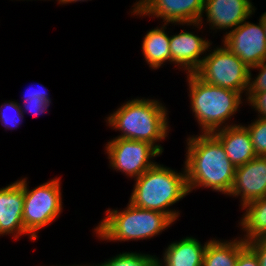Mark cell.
I'll return each mask as SVG.
<instances>
[{"label": "cell", "instance_id": "cell-3", "mask_svg": "<svg viewBox=\"0 0 266 266\" xmlns=\"http://www.w3.org/2000/svg\"><path fill=\"white\" fill-rule=\"evenodd\" d=\"M135 185L129 202L136 207L160 211L174 222L180 213L169 207L189 194L185 166L181 173L156 163L141 176L134 179Z\"/></svg>", "mask_w": 266, "mask_h": 266}, {"label": "cell", "instance_id": "cell-12", "mask_svg": "<svg viewBox=\"0 0 266 266\" xmlns=\"http://www.w3.org/2000/svg\"><path fill=\"white\" fill-rule=\"evenodd\" d=\"M255 10L250 0H205L203 13L210 29L232 31L249 19Z\"/></svg>", "mask_w": 266, "mask_h": 266}, {"label": "cell", "instance_id": "cell-22", "mask_svg": "<svg viewBox=\"0 0 266 266\" xmlns=\"http://www.w3.org/2000/svg\"><path fill=\"white\" fill-rule=\"evenodd\" d=\"M243 126L249 131L256 155L266 156V118L257 117L248 126Z\"/></svg>", "mask_w": 266, "mask_h": 266}, {"label": "cell", "instance_id": "cell-17", "mask_svg": "<svg viewBox=\"0 0 266 266\" xmlns=\"http://www.w3.org/2000/svg\"><path fill=\"white\" fill-rule=\"evenodd\" d=\"M168 24L160 28L151 29L145 35L142 42V53L146 63L151 69H158L165 62L171 63L170 36L166 30Z\"/></svg>", "mask_w": 266, "mask_h": 266}, {"label": "cell", "instance_id": "cell-10", "mask_svg": "<svg viewBox=\"0 0 266 266\" xmlns=\"http://www.w3.org/2000/svg\"><path fill=\"white\" fill-rule=\"evenodd\" d=\"M222 43L248 68L266 60V33L261 19L258 24L245 20L234 30L226 31Z\"/></svg>", "mask_w": 266, "mask_h": 266}, {"label": "cell", "instance_id": "cell-24", "mask_svg": "<svg viewBox=\"0 0 266 266\" xmlns=\"http://www.w3.org/2000/svg\"><path fill=\"white\" fill-rule=\"evenodd\" d=\"M259 70L258 75L252 78L251 70ZM261 91H266V60L261 64L249 68L248 89L246 94V100L253 94Z\"/></svg>", "mask_w": 266, "mask_h": 266}, {"label": "cell", "instance_id": "cell-2", "mask_svg": "<svg viewBox=\"0 0 266 266\" xmlns=\"http://www.w3.org/2000/svg\"><path fill=\"white\" fill-rule=\"evenodd\" d=\"M167 109L159 100L136 98L123 103L106 122L113 130L121 131L115 138L146 141L162 153L157 142L168 137L170 131Z\"/></svg>", "mask_w": 266, "mask_h": 266}, {"label": "cell", "instance_id": "cell-18", "mask_svg": "<svg viewBox=\"0 0 266 266\" xmlns=\"http://www.w3.org/2000/svg\"><path fill=\"white\" fill-rule=\"evenodd\" d=\"M247 246L240 237L227 241L209 240L203 256L202 266H236L239 253Z\"/></svg>", "mask_w": 266, "mask_h": 266}, {"label": "cell", "instance_id": "cell-6", "mask_svg": "<svg viewBox=\"0 0 266 266\" xmlns=\"http://www.w3.org/2000/svg\"><path fill=\"white\" fill-rule=\"evenodd\" d=\"M60 178L50 179L29 190L26 177L23 178V226L31 241L37 239L38 231L55 221L62 212Z\"/></svg>", "mask_w": 266, "mask_h": 266}, {"label": "cell", "instance_id": "cell-5", "mask_svg": "<svg viewBox=\"0 0 266 266\" xmlns=\"http://www.w3.org/2000/svg\"><path fill=\"white\" fill-rule=\"evenodd\" d=\"M106 217L94 228L98 239L108 241H138L150 239L167 230L174 222L168 215L142 209L130 202L122 211L108 209Z\"/></svg>", "mask_w": 266, "mask_h": 266}, {"label": "cell", "instance_id": "cell-11", "mask_svg": "<svg viewBox=\"0 0 266 266\" xmlns=\"http://www.w3.org/2000/svg\"><path fill=\"white\" fill-rule=\"evenodd\" d=\"M229 196L239 197L241 206L266 196V156H256L235 168Z\"/></svg>", "mask_w": 266, "mask_h": 266}, {"label": "cell", "instance_id": "cell-30", "mask_svg": "<svg viewBox=\"0 0 266 266\" xmlns=\"http://www.w3.org/2000/svg\"><path fill=\"white\" fill-rule=\"evenodd\" d=\"M260 19L262 20L264 31L266 33V12H264L261 16Z\"/></svg>", "mask_w": 266, "mask_h": 266}, {"label": "cell", "instance_id": "cell-20", "mask_svg": "<svg viewBox=\"0 0 266 266\" xmlns=\"http://www.w3.org/2000/svg\"><path fill=\"white\" fill-rule=\"evenodd\" d=\"M39 89V88H38ZM27 89L23 96V105L21 106L22 113L30 111L34 116L41 115L46 112L51 103L46 88L40 84V89ZM25 109H24V108Z\"/></svg>", "mask_w": 266, "mask_h": 266}, {"label": "cell", "instance_id": "cell-29", "mask_svg": "<svg viewBox=\"0 0 266 266\" xmlns=\"http://www.w3.org/2000/svg\"><path fill=\"white\" fill-rule=\"evenodd\" d=\"M150 266H165L159 258H156L151 264Z\"/></svg>", "mask_w": 266, "mask_h": 266}, {"label": "cell", "instance_id": "cell-25", "mask_svg": "<svg viewBox=\"0 0 266 266\" xmlns=\"http://www.w3.org/2000/svg\"><path fill=\"white\" fill-rule=\"evenodd\" d=\"M247 103L257 111L258 117L266 118V91L253 93L248 99Z\"/></svg>", "mask_w": 266, "mask_h": 266}, {"label": "cell", "instance_id": "cell-21", "mask_svg": "<svg viewBox=\"0 0 266 266\" xmlns=\"http://www.w3.org/2000/svg\"><path fill=\"white\" fill-rule=\"evenodd\" d=\"M156 258V255L122 252L95 266H150Z\"/></svg>", "mask_w": 266, "mask_h": 266}, {"label": "cell", "instance_id": "cell-14", "mask_svg": "<svg viewBox=\"0 0 266 266\" xmlns=\"http://www.w3.org/2000/svg\"><path fill=\"white\" fill-rule=\"evenodd\" d=\"M194 32L181 31L170 36L171 63L181 67L187 74L194 73L201 65L207 49L212 42L193 34Z\"/></svg>", "mask_w": 266, "mask_h": 266}, {"label": "cell", "instance_id": "cell-13", "mask_svg": "<svg viewBox=\"0 0 266 266\" xmlns=\"http://www.w3.org/2000/svg\"><path fill=\"white\" fill-rule=\"evenodd\" d=\"M23 178L0 188V236L29 235L23 226Z\"/></svg>", "mask_w": 266, "mask_h": 266}, {"label": "cell", "instance_id": "cell-1", "mask_svg": "<svg viewBox=\"0 0 266 266\" xmlns=\"http://www.w3.org/2000/svg\"><path fill=\"white\" fill-rule=\"evenodd\" d=\"M186 169L189 193L204 187L229 195L236 166L229 160L221 142L212 133L187 138Z\"/></svg>", "mask_w": 266, "mask_h": 266}, {"label": "cell", "instance_id": "cell-26", "mask_svg": "<svg viewBox=\"0 0 266 266\" xmlns=\"http://www.w3.org/2000/svg\"><path fill=\"white\" fill-rule=\"evenodd\" d=\"M246 243L257 255L260 266H266V237L249 240Z\"/></svg>", "mask_w": 266, "mask_h": 266}, {"label": "cell", "instance_id": "cell-16", "mask_svg": "<svg viewBox=\"0 0 266 266\" xmlns=\"http://www.w3.org/2000/svg\"><path fill=\"white\" fill-rule=\"evenodd\" d=\"M208 242L203 245L198 239L187 236L180 241L170 243L160 261L165 266H202Z\"/></svg>", "mask_w": 266, "mask_h": 266}, {"label": "cell", "instance_id": "cell-19", "mask_svg": "<svg viewBox=\"0 0 266 266\" xmlns=\"http://www.w3.org/2000/svg\"><path fill=\"white\" fill-rule=\"evenodd\" d=\"M241 209L246 211L239 222L246 233L242 239L247 242L266 237V196L246 203Z\"/></svg>", "mask_w": 266, "mask_h": 266}, {"label": "cell", "instance_id": "cell-9", "mask_svg": "<svg viewBox=\"0 0 266 266\" xmlns=\"http://www.w3.org/2000/svg\"><path fill=\"white\" fill-rule=\"evenodd\" d=\"M204 2L205 0H139L130 12L139 17H160L165 24H187L201 29Z\"/></svg>", "mask_w": 266, "mask_h": 266}, {"label": "cell", "instance_id": "cell-7", "mask_svg": "<svg viewBox=\"0 0 266 266\" xmlns=\"http://www.w3.org/2000/svg\"><path fill=\"white\" fill-rule=\"evenodd\" d=\"M207 51L210 53H205L201 65L194 74L207 84L235 90L241 95L246 93L249 79L247 65L224 43L223 46Z\"/></svg>", "mask_w": 266, "mask_h": 266}, {"label": "cell", "instance_id": "cell-4", "mask_svg": "<svg viewBox=\"0 0 266 266\" xmlns=\"http://www.w3.org/2000/svg\"><path fill=\"white\" fill-rule=\"evenodd\" d=\"M190 106L201 133H213L230 124L228 119L239 110L242 95L235 91L205 83L194 73L187 74ZM228 122V123H226Z\"/></svg>", "mask_w": 266, "mask_h": 266}, {"label": "cell", "instance_id": "cell-23", "mask_svg": "<svg viewBox=\"0 0 266 266\" xmlns=\"http://www.w3.org/2000/svg\"><path fill=\"white\" fill-rule=\"evenodd\" d=\"M14 111V115L10 116L7 113V111ZM6 112V113H5ZM24 118V114L22 113L20 103L14 102V101H8L4 102V104H1L0 106V122L2 126L6 129H13L17 128L21 121Z\"/></svg>", "mask_w": 266, "mask_h": 266}, {"label": "cell", "instance_id": "cell-31", "mask_svg": "<svg viewBox=\"0 0 266 266\" xmlns=\"http://www.w3.org/2000/svg\"><path fill=\"white\" fill-rule=\"evenodd\" d=\"M68 266H69V265H68ZM72 266H75V265H72ZM76 266H95V265H91V264H90V265H87V264H86V265H76Z\"/></svg>", "mask_w": 266, "mask_h": 266}, {"label": "cell", "instance_id": "cell-8", "mask_svg": "<svg viewBox=\"0 0 266 266\" xmlns=\"http://www.w3.org/2000/svg\"><path fill=\"white\" fill-rule=\"evenodd\" d=\"M109 165L130 178H138L157 162L152 158L162 153L146 141L113 138L105 145Z\"/></svg>", "mask_w": 266, "mask_h": 266}, {"label": "cell", "instance_id": "cell-28", "mask_svg": "<svg viewBox=\"0 0 266 266\" xmlns=\"http://www.w3.org/2000/svg\"><path fill=\"white\" fill-rule=\"evenodd\" d=\"M59 4H68V3H73V2H78V1H88V0H56Z\"/></svg>", "mask_w": 266, "mask_h": 266}, {"label": "cell", "instance_id": "cell-27", "mask_svg": "<svg viewBox=\"0 0 266 266\" xmlns=\"http://www.w3.org/2000/svg\"><path fill=\"white\" fill-rule=\"evenodd\" d=\"M236 266H260V262L255 252L247 245L239 253Z\"/></svg>", "mask_w": 266, "mask_h": 266}, {"label": "cell", "instance_id": "cell-15", "mask_svg": "<svg viewBox=\"0 0 266 266\" xmlns=\"http://www.w3.org/2000/svg\"><path fill=\"white\" fill-rule=\"evenodd\" d=\"M212 134L221 142L227 157L236 167L257 156L249 131L241 124L225 127Z\"/></svg>", "mask_w": 266, "mask_h": 266}]
</instances>
